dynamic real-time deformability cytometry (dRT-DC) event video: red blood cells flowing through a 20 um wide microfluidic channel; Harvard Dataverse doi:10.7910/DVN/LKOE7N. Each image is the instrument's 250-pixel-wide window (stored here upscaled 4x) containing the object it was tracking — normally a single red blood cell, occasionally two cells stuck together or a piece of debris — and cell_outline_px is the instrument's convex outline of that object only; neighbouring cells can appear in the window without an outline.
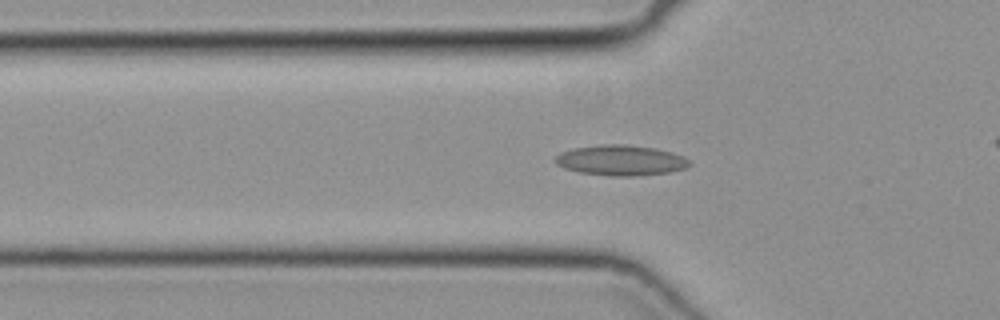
{"species": "common noctule bat (a hibernating species)", "species_latin": "Nyctalus noctula", "temperature_condition": "cold", "stored_images_in_passage": 40, "camera_frame_rate_fps": 3000, "um_per_image_px": 0.085, "animal": {"sex": "female", "body_mass_g": 19.3, "forearm_length_mm": 54.1}, "frame": {"image": 1, "passage_image": 16, "time_ms": 5.0, "image_size_px": [1000, 320], "cell_outline_px": [[692, 164], [688, 168], [668, 172], [632, 176], [608, 176], [580, 172], [564, 168], [556, 164], [552, 160], [560, 152], [572, 148], [604, 144], [628, 144], [656, 148], [672, 152], [684, 156]], "centroid_in_image_um": [52.76, 13.62], "position_along_channel_um": 73.0, "area_um2": 24.04}}
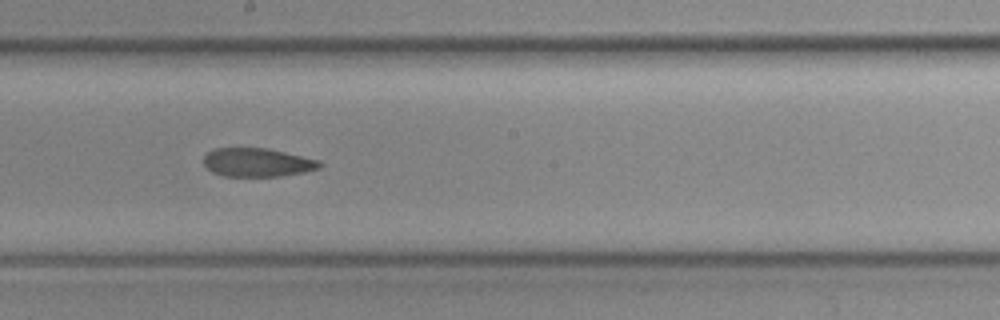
{"frame": {"image": 2, "passage_image": 27, "time_ms": 8.667, "image_size_px": [1000, 320], "cell_outline_px": [[324, 164], [320, 168], [304, 172], [280, 176], [224, 176], [212, 172], [204, 164], [204, 156], [208, 152], [216, 148], [268, 148], [320, 160]], "centroid_in_image_um": [21.91, 13.8], "position_along_channel_um": 226.3, "area_um2": 19.36}}
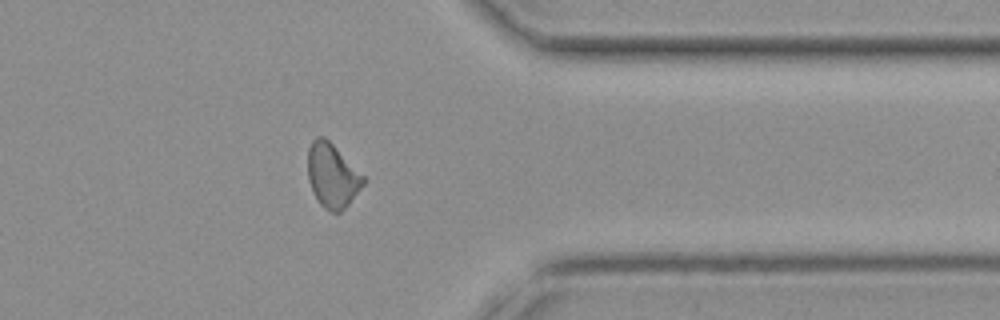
{"frame": {"image": 3, "passage_image": 39, "time_ms": 12.667, "image_size_px": [1000, 320], "cell_outline_px": [[368, 180], [348, 204], [340, 212], [332, 212], [324, 208], [320, 204], [312, 192], [308, 180], [308, 148], [312, 140], [316, 136], [324, 136]], "centroid_in_image_um": [28.23, 14.93], "position_along_channel_um": 383.2, "area_um2": 20.69}}